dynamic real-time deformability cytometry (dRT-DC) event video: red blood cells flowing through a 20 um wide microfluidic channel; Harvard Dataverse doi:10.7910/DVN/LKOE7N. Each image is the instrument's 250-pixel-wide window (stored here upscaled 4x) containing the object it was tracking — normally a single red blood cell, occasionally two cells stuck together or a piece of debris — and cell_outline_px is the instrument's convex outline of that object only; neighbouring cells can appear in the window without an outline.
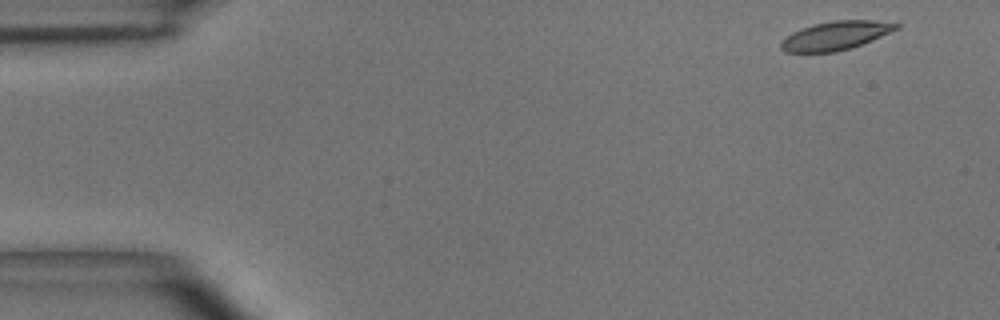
{"species": "common noctule bat (a hibernating species)", "species_latin": "Nyctalus noctula", "temperature_condition": "room temperature", "stored_images_in_passage": 47, "camera_frame_rate_fps": 3000, "um_per_image_px": 0.085, "animal": {"sex": "male", "body_mass_g": 15.6}, "frame": {"image": 1, "passage_image": 1, "time_ms": 0.0, "image_size_px": [1000, 320], "cell_outline_px": [[904, 24], [900, 28], [872, 40], [852, 48], [836, 52], [784, 52], [780, 48], [780, 44], [792, 32], [812, 24], [832, 20], [872, 20]], "centroid_in_image_um": [71.07, 3.02], "position_along_channel_um": 13.9, "area_um2": 19.36}}
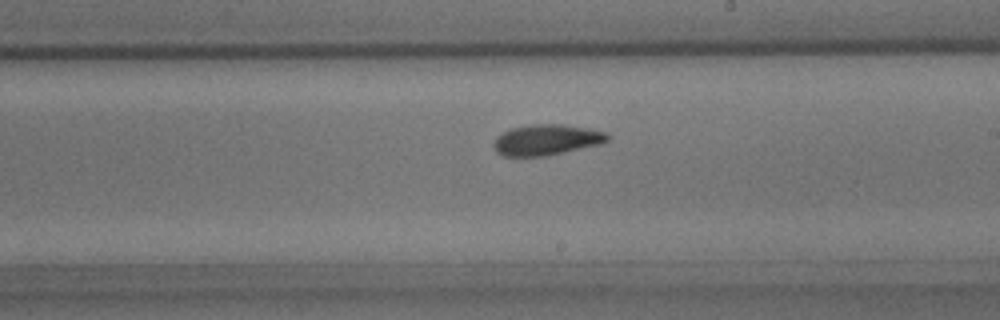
{"frame": {"image": 2, "passage_image": 26, "time_ms": 8.333, "image_size_px": [1000, 320], "cell_outline_px": [[612, 136], [608, 140], [600, 144], [564, 152], [544, 156], [504, 156], [496, 152], [492, 144], [496, 136], [512, 128], [532, 124], [564, 124], [588, 128], [608, 132]], "centroid_in_image_um": [46.47, 11.88], "position_along_channel_um": 242.5, "area_um2": 20.52}}
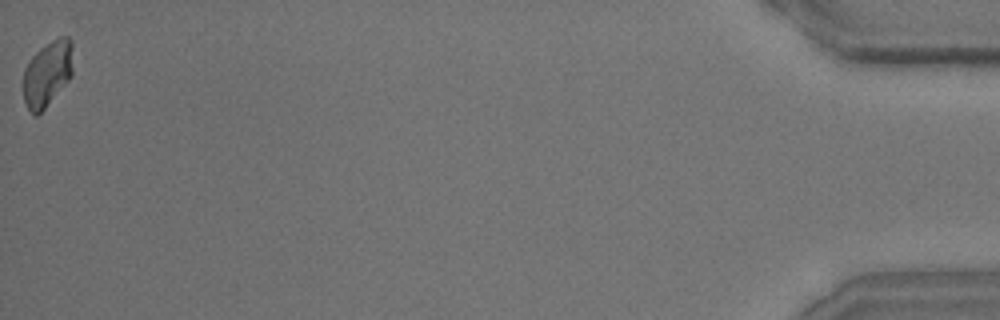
{"frame": {"image": 3, "passage_image": 47, "time_ms": 15.333, "image_size_px": [1000, 320], "cell_outline_px": [[72, 76], [44, 108], [36, 116], [32, 116], [24, 100], [24, 68], [32, 56], [40, 48], [52, 40], [60, 36], [68, 36], [72, 40]], "centroid_in_image_um": [4.03, 6.23], "position_along_channel_um": 431.2, "area_um2": 18.9}, "authors_computed_cell_mechanics": {"area_um2": 19.7676, "velocity_mm_per_s": 4.033, "shape_relaxation_time_tau1_ms": 3.0218, "shape_relaxation_time_tau2_ms": 2.1783, "deformation_change_tau1": 0.1158, "deformation_change_tau2": 0.085}}